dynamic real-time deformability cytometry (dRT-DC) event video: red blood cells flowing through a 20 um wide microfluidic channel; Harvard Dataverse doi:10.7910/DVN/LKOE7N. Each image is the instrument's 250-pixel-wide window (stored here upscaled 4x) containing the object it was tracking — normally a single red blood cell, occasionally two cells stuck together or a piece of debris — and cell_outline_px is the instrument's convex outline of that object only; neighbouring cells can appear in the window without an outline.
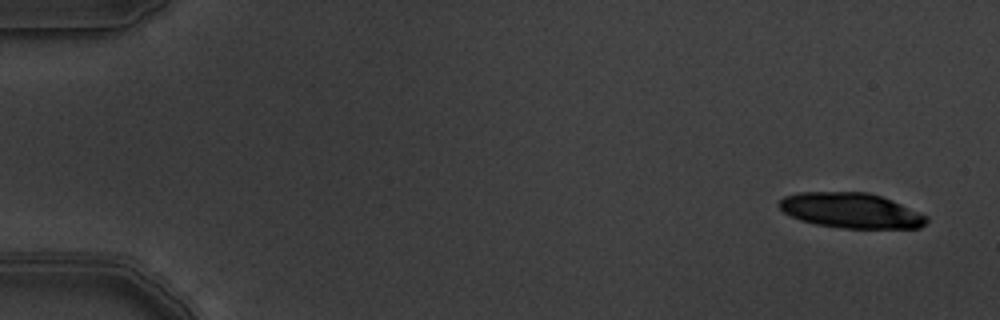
{"species": "common noctule bat (a hibernating species)", "species_latin": "Nyctalus noctula", "temperature_condition": "warm", "stored_images_in_passage": 6, "camera_frame_rate_fps": 3000, "um_per_image_px": 0.085, "animal": {"sex": "male", "body_mass_g": 19.5, "forearm_length_mm": 54.6}, "frame": {"image": 1, "passage_image": 1, "time_ms": 0.0, "image_size_px": [1000, 320], "cell_outline_px": [[928, 220], [920, 228], [844, 228], [816, 224], [800, 220], [784, 212], [776, 204], [784, 196], [796, 192], [868, 192], [892, 200], [928, 216]], "centroid_in_image_um": [72.31, 17.89], "position_along_channel_um": 12.7, "area_um2": 30.17}}
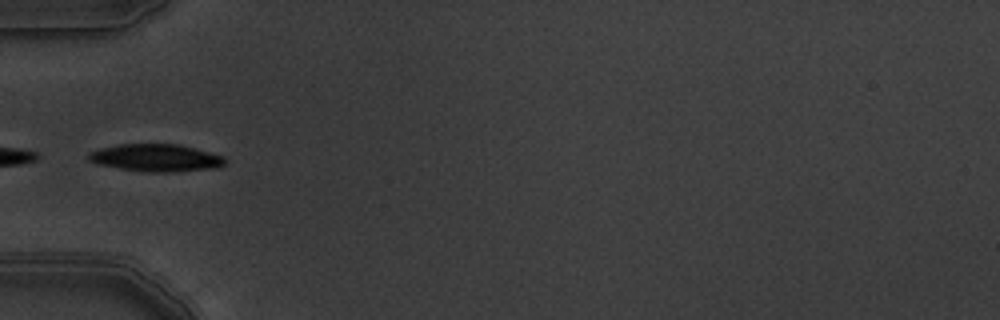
{"frame": {"image": 2, "passage_image": 6, "time_ms": 1.667, "image_size_px": [1000, 320], "cell_outline_px": [[224, 164], [220, 168], [168, 172], [148, 172], [120, 168], [96, 164], [88, 160], [88, 152], [100, 148], [120, 144], [180, 144], [224, 156]], "centroid_in_image_um": [13.25, 13.41], "position_along_channel_um": 71.7, "area_um2": 21.85}}